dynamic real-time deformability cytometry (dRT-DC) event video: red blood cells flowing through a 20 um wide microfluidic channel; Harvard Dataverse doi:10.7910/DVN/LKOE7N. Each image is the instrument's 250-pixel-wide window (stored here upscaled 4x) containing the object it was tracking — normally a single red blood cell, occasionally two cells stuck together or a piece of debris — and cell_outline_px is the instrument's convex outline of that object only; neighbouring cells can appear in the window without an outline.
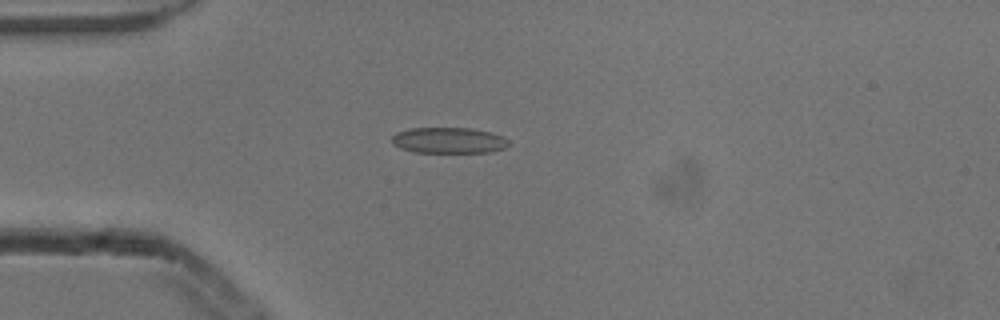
{"species": "common noctule bat (a hibernating species)", "species_latin": "Nyctalus noctula", "temperature_condition": "cold", "stored_images_in_passage": 4, "camera_frame_rate_fps": 3000, "um_per_image_px": 0.085, "animal": {"sex": "male", "body_mass_g": 13.3}, "frame": {"image": 1, "passage_image": 4, "time_ms": 1.0, "image_size_px": [1000, 320], "cell_outline_px": [[508, 144], [504, 148], [488, 152], [416, 152], [400, 148], [392, 144], [392, 136], [396, 132], [412, 128], [472, 128], [492, 132], [504, 136], [508, 140]], "centroid_in_image_um": [38.14, 11.92], "position_along_channel_um": 46.9, "area_um2": 17.63}}